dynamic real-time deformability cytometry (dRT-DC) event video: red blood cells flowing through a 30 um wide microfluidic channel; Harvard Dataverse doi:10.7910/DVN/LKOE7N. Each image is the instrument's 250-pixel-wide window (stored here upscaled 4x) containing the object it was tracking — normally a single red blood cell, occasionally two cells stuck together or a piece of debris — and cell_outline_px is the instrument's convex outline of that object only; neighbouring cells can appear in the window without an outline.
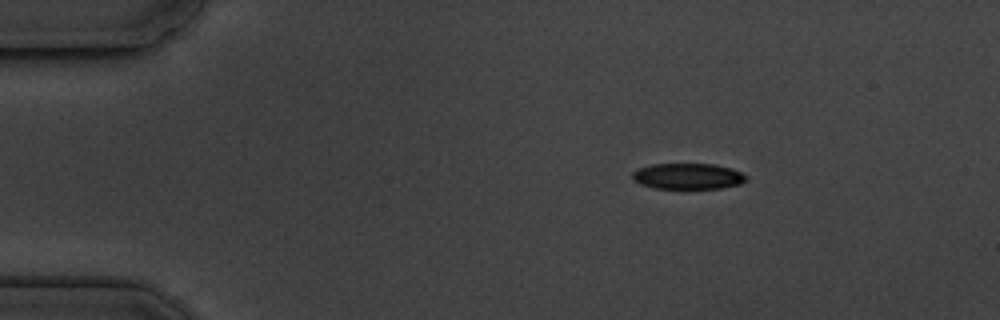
{"species": "common noctule bat (a hibernating species)", "species_latin": "Nyctalus noctula", "temperature_condition": "cold", "stored_images_in_passage": 3, "camera_frame_rate_fps": 3000, "um_per_image_px": 0.085, "animal": {"sex": "male", "body_mass_g": 19.5, "forearm_length_mm": 54.6}, "frame": {"image": 1, "passage_image": 1, "time_ms": 0.0, "image_size_px": [1000, 320], "cell_outline_px": [[744, 180], [740, 184], [720, 188], [652, 188], [640, 184], [632, 180], [632, 172], [640, 168], [652, 164], [712, 164], [732, 168], [740, 172], [744, 176]], "centroid_in_image_um": [58.41, 14.98], "position_along_channel_um": 26.6, "area_um2": 16.99}}